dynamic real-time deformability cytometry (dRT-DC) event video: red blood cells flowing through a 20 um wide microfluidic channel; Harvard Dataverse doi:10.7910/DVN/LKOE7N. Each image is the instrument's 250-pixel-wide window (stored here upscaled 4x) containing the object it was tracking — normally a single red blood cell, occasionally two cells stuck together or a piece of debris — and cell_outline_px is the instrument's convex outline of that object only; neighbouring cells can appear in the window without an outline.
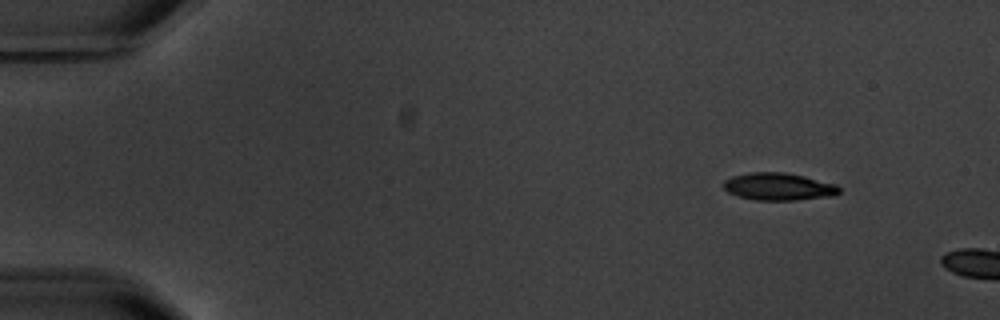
{"species": "common noctule bat (a hibernating species)", "species_latin": "Nyctalus noctula", "temperature_condition": "warm", "stored_images_in_passage": 2, "camera_frame_rate_fps": 3000, "um_per_image_px": 0.085, "animal": {"sex": "male", "body_mass_g": 20.1, "forearm_length_mm": 53.5}, "frame": {"image": 1, "passage_image": 1, "time_ms": 0.0, "image_size_px": [1000, 320], "cell_outline_px": [[840, 192], [836, 196], [796, 200], [756, 200], [740, 196], [728, 192], [724, 188], [724, 180], [732, 176], [748, 172], [784, 172], [804, 176], [836, 184], [840, 188]], "centroid_in_image_um": [66.21, 15.86], "position_along_channel_um": 18.8, "area_um2": 18.55}}